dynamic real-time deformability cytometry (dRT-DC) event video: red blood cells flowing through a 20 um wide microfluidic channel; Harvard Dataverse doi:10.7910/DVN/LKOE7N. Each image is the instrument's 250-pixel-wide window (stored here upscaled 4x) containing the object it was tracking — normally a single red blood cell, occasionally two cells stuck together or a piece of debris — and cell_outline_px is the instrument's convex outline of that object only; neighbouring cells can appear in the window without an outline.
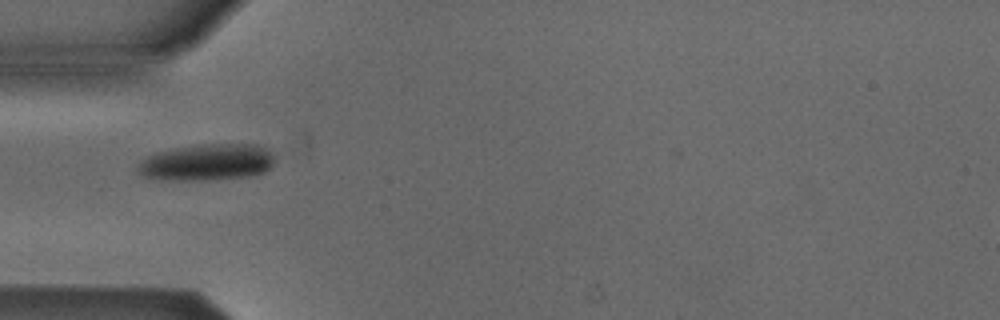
{"species": "Egyptian fruit bat (a non-hibernating species)", "species_latin": "Rousettus aegyptiacus", "temperature_condition": "cold", "stored_images_in_passage": 3, "camera_frame_rate_fps": 3000, "um_per_image_px": 0.085, "animal": {"sex": "male"}, "frame": {"image": 1, "passage_image": 2, "time_ms": 0.333, "image_size_px": [1000, 320], "cell_outline_px": [[276, 160], [264, 172], [248, 176], [208, 180], [160, 180], [144, 176], [136, 172], [136, 168], [148, 156], [156, 152], [196, 144], [256, 144], [268, 148], [276, 152]], "centroid_in_image_um": [17.65, 13.78], "position_along_channel_um": 67.4, "area_um2": 29.54}}